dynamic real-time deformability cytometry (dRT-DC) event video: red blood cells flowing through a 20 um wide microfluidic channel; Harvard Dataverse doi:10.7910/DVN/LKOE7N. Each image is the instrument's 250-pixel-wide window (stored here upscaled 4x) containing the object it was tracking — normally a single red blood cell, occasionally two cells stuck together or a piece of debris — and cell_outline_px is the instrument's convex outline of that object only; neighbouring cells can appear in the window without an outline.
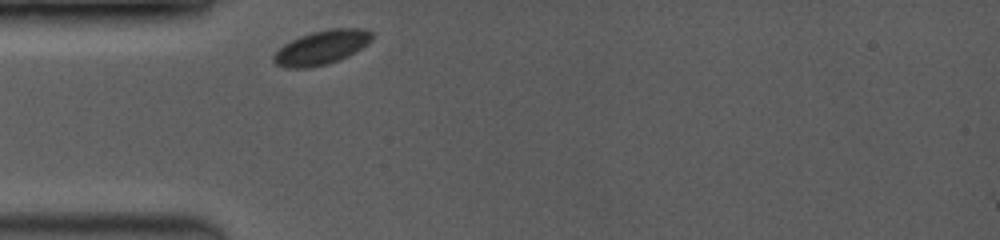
{"species": "common noctule bat (a hibernating species)", "species_latin": "Nyctalus noctula", "temperature_condition": "room temperature", "stored_images_in_passage": 2, "camera_frame_rate_fps": 3500, "um_per_image_px": 0.085, "animal": {"sex": "female", "body_mass_g": 19.0, "forearm_length_mm": 53.3}, "frame": {"image": 1, "passage_image": 1, "time_ms": 0.0, "image_size_px": [1000, 240], "cell_outline_px": [[372, 40], [368, 44], [348, 56], [340, 60], [308, 68], [284, 68], [276, 64], [272, 60], [272, 56], [284, 44], [300, 36], [312, 32], [328, 28], [368, 28], [372, 32]], "centroid_in_image_um": [27.35, 4.02], "position_along_channel_um": 57.6, "area_um2": 19.65}}